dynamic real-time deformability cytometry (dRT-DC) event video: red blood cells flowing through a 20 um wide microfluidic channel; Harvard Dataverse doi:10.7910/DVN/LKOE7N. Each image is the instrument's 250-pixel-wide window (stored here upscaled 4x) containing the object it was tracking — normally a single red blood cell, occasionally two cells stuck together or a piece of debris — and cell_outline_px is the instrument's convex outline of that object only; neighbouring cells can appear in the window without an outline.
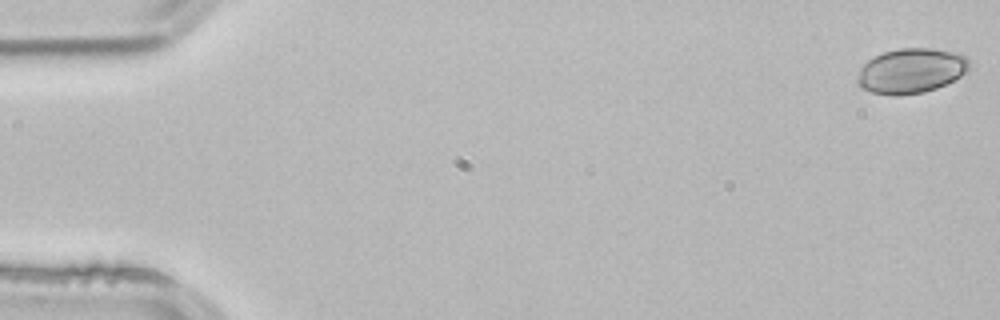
{"species": "common noctule bat (a hibernating species)", "species_latin": "Nyctalus noctula", "temperature_condition": "room temperature", "stored_images_in_passage": 4, "camera_frame_rate_fps": 3000, "um_per_image_px": 0.085, "animal": {"sex": "male", "body_mass_g": 21.5, "forearm_length_mm": 52.0}, "frame": {"image": 1, "passage_image": 1, "time_ms": 0.0, "image_size_px": [1000, 320], "cell_outline_px": [[968, 68], [960, 76], [936, 88], [924, 92], [896, 96], [868, 92], [860, 88], [856, 84], [856, 80], [860, 68], [868, 60], [884, 52], [900, 48], [928, 48], [952, 52], [964, 56], [968, 60]], "centroid_in_image_um": [77.36, 6.04], "position_along_channel_um": 7.6, "area_um2": 29.07}}
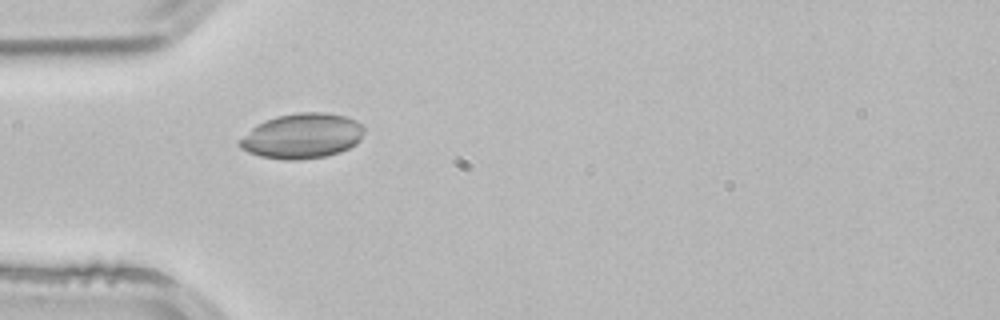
{"frame": {"image": 2, "passage_image": 4, "time_ms": 1.0, "image_size_px": [1000, 320], "cell_outline_px": [[364, 132], [360, 140], [356, 144], [340, 152], [324, 156], [300, 160], [284, 160], [260, 156], [248, 152], [240, 148], [236, 144], [256, 124], [264, 120], [276, 116], [296, 112], [324, 112], [344, 116], [356, 120], [364, 128]], "centroid_in_image_um": [25.67, 11.55], "position_along_channel_um": 59.3, "area_um2": 32.83}}